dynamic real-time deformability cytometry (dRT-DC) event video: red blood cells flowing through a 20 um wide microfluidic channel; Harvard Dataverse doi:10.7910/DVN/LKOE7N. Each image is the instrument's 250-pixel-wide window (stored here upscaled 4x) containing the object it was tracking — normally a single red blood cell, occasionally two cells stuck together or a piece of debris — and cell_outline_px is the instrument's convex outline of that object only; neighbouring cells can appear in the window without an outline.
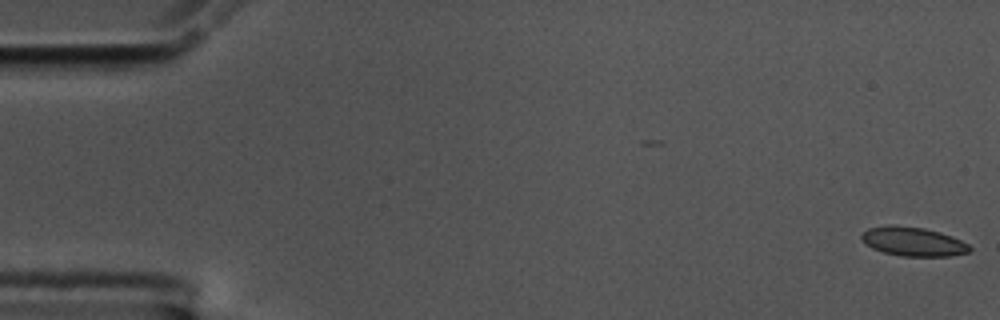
{"species": "common noctule bat (a hibernating species)", "species_latin": "Nyctalus noctula", "temperature_condition": "cold", "stored_images_in_passage": 57, "camera_frame_rate_fps": 3000, "um_per_image_px": 0.085, "animal": {"sex": "male", "body_mass_g": 17.5, "forearm_length_mm": 52.3}, "frame": {"image": 1, "passage_image": 1, "time_ms": 0.0, "image_size_px": [1000, 320], "cell_outline_px": [[972, 248], [968, 252], [948, 256], [900, 256], [884, 252], [872, 248], [860, 236], [868, 228], [888, 224], [892, 224], [924, 228], [940, 232], [952, 236], [968, 244]], "centroid_in_image_um": [77.62, 20.52], "position_along_channel_um": 7.4, "area_um2": 18.21}}
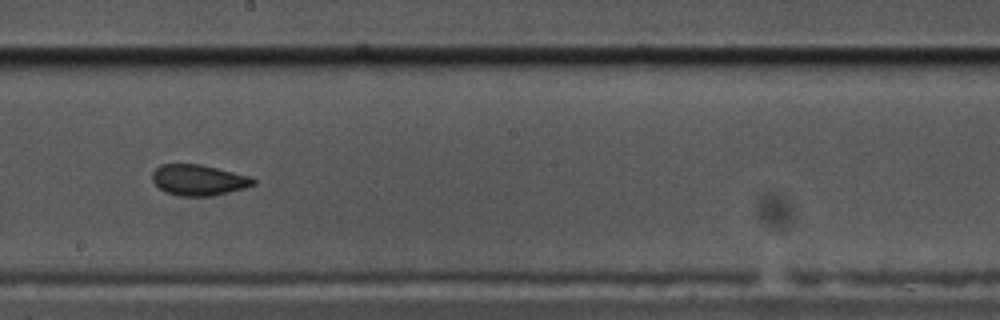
{"frame": {"image": 2, "passage_image": 32, "time_ms": 10.333, "image_size_px": [1000, 320], "cell_outline_px": [[256, 184], [244, 188], [216, 196], [180, 196], [168, 192], [160, 188], [152, 180], [152, 172], [160, 164], [200, 164], [252, 176], [256, 180]], "centroid_in_image_um": [16.92, 15.3], "position_along_channel_um": 231.3, "area_um2": 18.26}}
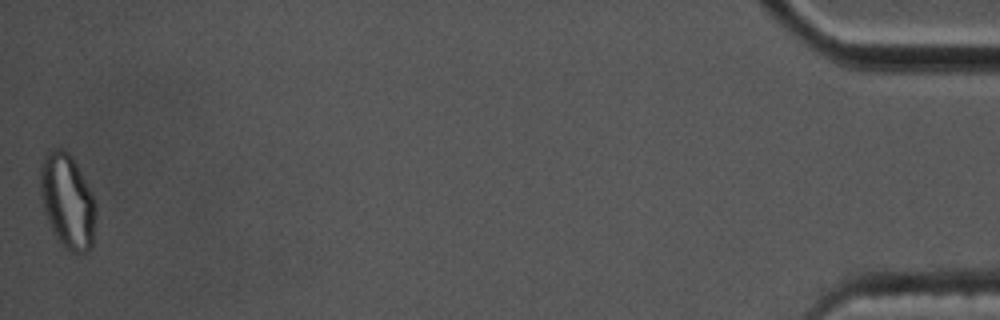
{"frame": {"image": 3, "passage_image": 57, "time_ms": 18.667, "image_size_px": [1000, 320], "cell_outline_px": [[96, 212], [92, 248], [88, 252], [72, 252], [60, 244], [52, 232], [44, 212], [40, 196], [40, 164], [44, 156], [48, 152], [56, 148], [64, 148], [68, 152], [76, 164], [92, 192], [96, 208]], "centroid_in_image_um": [5.72, 17.11], "position_along_channel_um": 429.5, "area_um2": 30.87}, "authors_computed_cell_mechanics": {"area_um2": 18.496, "velocity_mm_per_s": 3.5255, "shape_relaxation_time_tau1_ms": 3.7479, "shape_relaxation_time_tau2_ms": 1.6262, "deformation_change_tau1": 0.0849, "deformation_change_tau2": 0.0634}}